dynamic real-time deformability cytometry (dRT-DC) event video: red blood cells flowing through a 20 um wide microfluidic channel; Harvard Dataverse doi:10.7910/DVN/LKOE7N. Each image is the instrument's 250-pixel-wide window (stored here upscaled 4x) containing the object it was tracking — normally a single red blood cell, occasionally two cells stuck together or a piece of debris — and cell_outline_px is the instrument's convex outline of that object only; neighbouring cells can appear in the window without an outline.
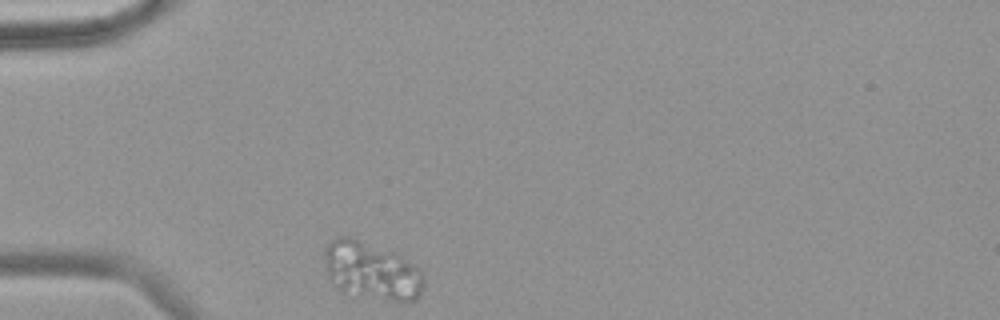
{"species": "common noctule bat (a hibernating species)", "species_latin": "Nyctalus noctula", "temperature_condition": "warm", "stored_images_in_passage": 37, "camera_frame_rate_fps": 3000, "um_per_image_px": 0.085, "animal": {"sex": "female", "body_mass_g": 18.4}, "frame": {"image": 1, "passage_image": 1, "time_ms": 0.0, "image_size_px": [1000, 320], "cell_outline_px": [[424, 284], [420, 296], [416, 300], [392, 300], [344, 292], [328, 276], [324, 256], [324, 248], [336, 236], [352, 236], [392, 252], [420, 268], [424, 276]], "centroid_in_image_um": [31.59, 22.98], "position_along_channel_um": 53.4, "area_um2": 32.95}}
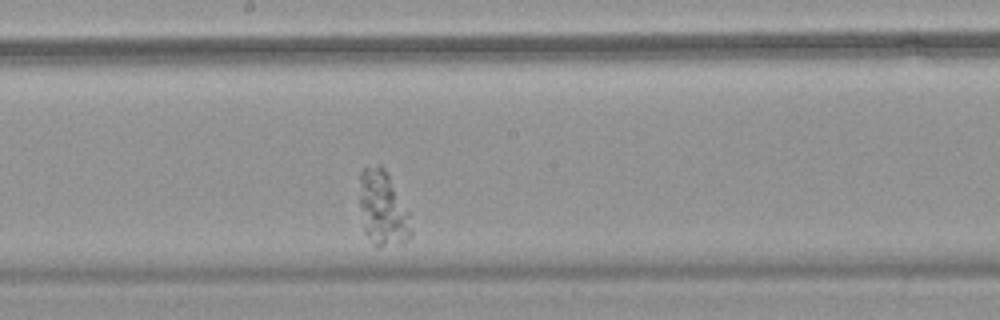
{"frame": {"image": 2, "passage_image": 18, "time_ms": 5.667, "image_size_px": [1000, 320], "cell_outline_px": [[412, 236], [404, 240], [380, 248], [376, 248], [364, 232], [360, 204], [360, 172], [364, 168], [380, 164], [384, 168], [412, 212]], "centroid_in_image_um": [32.58, 17.72], "position_along_channel_um": 215.6, "area_um2": 23.0}}
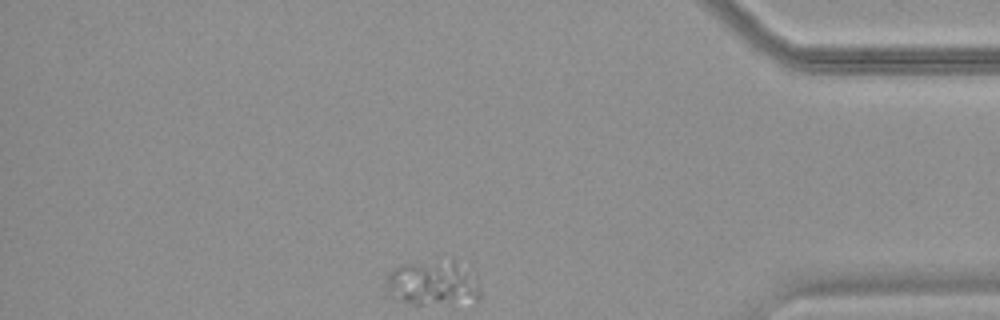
{"frame": {"image": 3, "passage_image": 37, "time_ms": 12.0, "image_size_px": [1000, 320], "cell_outline_px": [[480, 296], [476, 304], [416, 304], [400, 300], [388, 296], [388, 272], [392, 268], [400, 264], [452, 260], [456, 260], [472, 264], [476, 272], [480, 292]], "centroid_in_image_um": [36.94, 24.05], "position_along_channel_um": 398.3, "area_um2": 25.89}}